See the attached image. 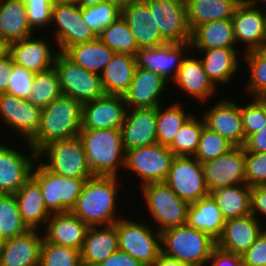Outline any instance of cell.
I'll return each mask as SVG.
<instances>
[{"instance_id":"obj_60","label":"cell","mask_w":266,"mask_h":266,"mask_svg":"<svg viewBox=\"0 0 266 266\" xmlns=\"http://www.w3.org/2000/svg\"><path fill=\"white\" fill-rule=\"evenodd\" d=\"M9 53V44L0 38V59Z\"/></svg>"},{"instance_id":"obj_4","label":"cell","mask_w":266,"mask_h":266,"mask_svg":"<svg viewBox=\"0 0 266 266\" xmlns=\"http://www.w3.org/2000/svg\"><path fill=\"white\" fill-rule=\"evenodd\" d=\"M161 253L186 266H207L216 241L203 231L181 225L160 232Z\"/></svg>"},{"instance_id":"obj_59","label":"cell","mask_w":266,"mask_h":266,"mask_svg":"<svg viewBox=\"0 0 266 266\" xmlns=\"http://www.w3.org/2000/svg\"><path fill=\"white\" fill-rule=\"evenodd\" d=\"M104 2H107V0H79L78 5L80 7H87V6L98 5Z\"/></svg>"},{"instance_id":"obj_45","label":"cell","mask_w":266,"mask_h":266,"mask_svg":"<svg viewBox=\"0 0 266 266\" xmlns=\"http://www.w3.org/2000/svg\"><path fill=\"white\" fill-rule=\"evenodd\" d=\"M39 266H82L80 250L59 246L43 239Z\"/></svg>"},{"instance_id":"obj_53","label":"cell","mask_w":266,"mask_h":266,"mask_svg":"<svg viewBox=\"0 0 266 266\" xmlns=\"http://www.w3.org/2000/svg\"><path fill=\"white\" fill-rule=\"evenodd\" d=\"M244 266L242 258L234 253L219 249L217 246L212 250L207 266Z\"/></svg>"},{"instance_id":"obj_36","label":"cell","mask_w":266,"mask_h":266,"mask_svg":"<svg viewBox=\"0 0 266 266\" xmlns=\"http://www.w3.org/2000/svg\"><path fill=\"white\" fill-rule=\"evenodd\" d=\"M242 0H186L187 20L191 31L198 25L230 19Z\"/></svg>"},{"instance_id":"obj_20","label":"cell","mask_w":266,"mask_h":266,"mask_svg":"<svg viewBox=\"0 0 266 266\" xmlns=\"http://www.w3.org/2000/svg\"><path fill=\"white\" fill-rule=\"evenodd\" d=\"M34 36L9 43V54L14 64L39 73L54 66L59 50L56 45L53 46L54 42Z\"/></svg>"},{"instance_id":"obj_63","label":"cell","mask_w":266,"mask_h":266,"mask_svg":"<svg viewBox=\"0 0 266 266\" xmlns=\"http://www.w3.org/2000/svg\"><path fill=\"white\" fill-rule=\"evenodd\" d=\"M253 6H257L258 7V5L259 4H261L260 2H262L265 6L264 7H266V0H248ZM259 3V4H258Z\"/></svg>"},{"instance_id":"obj_38","label":"cell","mask_w":266,"mask_h":266,"mask_svg":"<svg viewBox=\"0 0 266 266\" xmlns=\"http://www.w3.org/2000/svg\"><path fill=\"white\" fill-rule=\"evenodd\" d=\"M209 194L225 220L251 213V187L246 183L213 190Z\"/></svg>"},{"instance_id":"obj_21","label":"cell","mask_w":266,"mask_h":266,"mask_svg":"<svg viewBox=\"0 0 266 266\" xmlns=\"http://www.w3.org/2000/svg\"><path fill=\"white\" fill-rule=\"evenodd\" d=\"M122 95L105 94L82 104V129H120L126 112Z\"/></svg>"},{"instance_id":"obj_35","label":"cell","mask_w":266,"mask_h":266,"mask_svg":"<svg viewBox=\"0 0 266 266\" xmlns=\"http://www.w3.org/2000/svg\"><path fill=\"white\" fill-rule=\"evenodd\" d=\"M135 70V57L133 55L115 53L101 74L105 93L123 96L133 80Z\"/></svg>"},{"instance_id":"obj_33","label":"cell","mask_w":266,"mask_h":266,"mask_svg":"<svg viewBox=\"0 0 266 266\" xmlns=\"http://www.w3.org/2000/svg\"><path fill=\"white\" fill-rule=\"evenodd\" d=\"M32 35L24 0H0V38L9 44Z\"/></svg>"},{"instance_id":"obj_29","label":"cell","mask_w":266,"mask_h":266,"mask_svg":"<svg viewBox=\"0 0 266 266\" xmlns=\"http://www.w3.org/2000/svg\"><path fill=\"white\" fill-rule=\"evenodd\" d=\"M118 250V233L114 224L91 226L80 250L82 266H97Z\"/></svg>"},{"instance_id":"obj_31","label":"cell","mask_w":266,"mask_h":266,"mask_svg":"<svg viewBox=\"0 0 266 266\" xmlns=\"http://www.w3.org/2000/svg\"><path fill=\"white\" fill-rule=\"evenodd\" d=\"M203 69L208 78L218 88L220 83L227 84L233 80L237 74L239 67V53L236 48H213L205 50H197ZM203 54V55H202Z\"/></svg>"},{"instance_id":"obj_25","label":"cell","mask_w":266,"mask_h":266,"mask_svg":"<svg viewBox=\"0 0 266 266\" xmlns=\"http://www.w3.org/2000/svg\"><path fill=\"white\" fill-rule=\"evenodd\" d=\"M261 221L251 213L225 220L224 229L216 241V246L223 251L243 255L265 228L264 224H261L262 219Z\"/></svg>"},{"instance_id":"obj_34","label":"cell","mask_w":266,"mask_h":266,"mask_svg":"<svg viewBox=\"0 0 266 266\" xmlns=\"http://www.w3.org/2000/svg\"><path fill=\"white\" fill-rule=\"evenodd\" d=\"M187 225L203 231L217 241L222 234L225 219L217 203L209 194L193 204H190L187 215Z\"/></svg>"},{"instance_id":"obj_55","label":"cell","mask_w":266,"mask_h":266,"mask_svg":"<svg viewBox=\"0 0 266 266\" xmlns=\"http://www.w3.org/2000/svg\"><path fill=\"white\" fill-rule=\"evenodd\" d=\"M97 266H144L137 259L123 251H116Z\"/></svg>"},{"instance_id":"obj_52","label":"cell","mask_w":266,"mask_h":266,"mask_svg":"<svg viewBox=\"0 0 266 266\" xmlns=\"http://www.w3.org/2000/svg\"><path fill=\"white\" fill-rule=\"evenodd\" d=\"M241 258L244 266H266V228Z\"/></svg>"},{"instance_id":"obj_15","label":"cell","mask_w":266,"mask_h":266,"mask_svg":"<svg viewBox=\"0 0 266 266\" xmlns=\"http://www.w3.org/2000/svg\"><path fill=\"white\" fill-rule=\"evenodd\" d=\"M202 165L209 192L246 183L244 146H234L225 154Z\"/></svg>"},{"instance_id":"obj_8","label":"cell","mask_w":266,"mask_h":266,"mask_svg":"<svg viewBox=\"0 0 266 266\" xmlns=\"http://www.w3.org/2000/svg\"><path fill=\"white\" fill-rule=\"evenodd\" d=\"M31 176L39 183L45 206L51 214L71 211L87 180L55 174L38 159Z\"/></svg>"},{"instance_id":"obj_6","label":"cell","mask_w":266,"mask_h":266,"mask_svg":"<svg viewBox=\"0 0 266 266\" xmlns=\"http://www.w3.org/2000/svg\"><path fill=\"white\" fill-rule=\"evenodd\" d=\"M114 225L117 228L119 250L137 259L144 266H155L161 254L160 232L152 228V225L149 226V223H141L124 216Z\"/></svg>"},{"instance_id":"obj_12","label":"cell","mask_w":266,"mask_h":266,"mask_svg":"<svg viewBox=\"0 0 266 266\" xmlns=\"http://www.w3.org/2000/svg\"><path fill=\"white\" fill-rule=\"evenodd\" d=\"M53 38L59 52L64 53L69 47L90 42L98 36L90 29L82 17L79 5L53 4L52 7Z\"/></svg>"},{"instance_id":"obj_17","label":"cell","mask_w":266,"mask_h":266,"mask_svg":"<svg viewBox=\"0 0 266 266\" xmlns=\"http://www.w3.org/2000/svg\"><path fill=\"white\" fill-rule=\"evenodd\" d=\"M42 109L33 105L28 99L7 93H0V118L24 141H29L37 132Z\"/></svg>"},{"instance_id":"obj_37","label":"cell","mask_w":266,"mask_h":266,"mask_svg":"<svg viewBox=\"0 0 266 266\" xmlns=\"http://www.w3.org/2000/svg\"><path fill=\"white\" fill-rule=\"evenodd\" d=\"M116 52L105 45L98 37L90 42L69 47L64 54L84 69L101 75Z\"/></svg>"},{"instance_id":"obj_56","label":"cell","mask_w":266,"mask_h":266,"mask_svg":"<svg viewBox=\"0 0 266 266\" xmlns=\"http://www.w3.org/2000/svg\"><path fill=\"white\" fill-rule=\"evenodd\" d=\"M244 148L250 152H266V124L260 131L246 139Z\"/></svg>"},{"instance_id":"obj_26","label":"cell","mask_w":266,"mask_h":266,"mask_svg":"<svg viewBox=\"0 0 266 266\" xmlns=\"http://www.w3.org/2000/svg\"><path fill=\"white\" fill-rule=\"evenodd\" d=\"M187 55L182 60L177 75L171 83L179 87L189 99L190 97L198 99L205 106V102L207 103L210 98L215 99L214 95L219 88L208 78L200 58L190 56L189 53Z\"/></svg>"},{"instance_id":"obj_11","label":"cell","mask_w":266,"mask_h":266,"mask_svg":"<svg viewBox=\"0 0 266 266\" xmlns=\"http://www.w3.org/2000/svg\"><path fill=\"white\" fill-rule=\"evenodd\" d=\"M165 183L189 204L209 195L203 165L194 156H174Z\"/></svg>"},{"instance_id":"obj_30","label":"cell","mask_w":266,"mask_h":266,"mask_svg":"<svg viewBox=\"0 0 266 266\" xmlns=\"http://www.w3.org/2000/svg\"><path fill=\"white\" fill-rule=\"evenodd\" d=\"M20 216L29 229L41 230L51 213L45 206L39 183L30 176L14 194Z\"/></svg>"},{"instance_id":"obj_54","label":"cell","mask_w":266,"mask_h":266,"mask_svg":"<svg viewBox=\"0 0 266 266\" xmlns=\"http://www.w3.org/2000/svg\"><path fill=\"white\" fill-rule=\"evenodd\" d=\"M251 214L258 220L266 218V185L251 187ZM261 215L260 217H258ZM265 216V217H264Z\"/></svg>"},{"instance_id":"obj_1","label":"cell","mask_w":266,"mask_h":266,"mask_svg":"<svg viewBox=\"0 0 266 266\" xmlns=\"http://www.w3.org/2000/svg\"><path fill=\"white\" fill-rule=\"evenodd\" d=\"M120 179L115 176H93L87 179L70 212L89 227L114 224L122 218L117 210L119 185L122 184Z\"/></svg>"},{"instance_id":"obj_49","label":"cell","mask_w":266,"mask_h":266,"mask_svg":"<svg viewBox=\"0 0 266 266\" xmlns=\"http://www.w3.org/2000/svg\"><path fill=\"white\" fill-rule=\"evenodd\" d=\"M24 2L31 30L35 33L41 31L43 27L48 29L52 22V0H24Z\"/></svg>"},{"instance_id":"obj_10","label":"cell","mask_w":266,"mask_h":266,"mask_svg":"<svg viewBox=\"0 0 266 266\" xmlns=\"http://www.w3.org/2000/svg\"><path fill=\"white\" fill-rule=\"evenodd\" d=\"M174 154L168 146L155 143L145 147L127 150L125 153V171L140 179L139 187L152 182H165Z\"/></svg>"},{"instance_id":"obj_40","label":"cell","mask_w":266,"mask_h":266,"mask_svg":"<svg viewBox=\"0 0 266 266\" xmlns=\"http://www.w3.org/2000/svg\"><path fill=\"white\" fill-rule=\"evenodd\" d=\"M192 114L181 126L175 135L173 142L168 146L174 156H194L200 135L205 126L203 117Z\"/></svg>"},{"instance_id":"obj_57","label":"cell","mask_w":266,"mask_h":266,"mask_svg":"<svg viewBox=\"0 0 266 266\" xmlns=\"http://www.w3.org/2000/svg\"><path fill=\"white\" fill-rule=\"evenodd\" d=\"M13 64L12 57L9 53L0 59V93L7 91Z\"/></svg>"},{"instance_id":"obj_18","label":"cell","mask_w":266,"mask_h":266,"mask_svg":"<svg viewBox=\"0 0 266 266\" xmlns=\"http://www.w3.org/2000/svg\"><path fill=\"white\" fill-rule=\"evenodd\" d=\"M190 53V42L165 43L154 48H140L134 55L136 68H145L172 82L181 66L182 60Z\"/></svg>"},{"instance_id":"obj_19","label":"cell","mask_w":266,"mask_h":266,"mask_svg":"<svg viewBox=\"0 0 266 266\" xmlns=\"http://www.w3.org/2000/svg\"><path fill=\"white\" fill-rule=\"evenodd\" d=\"M202 117L207 128L219 133L233 146H244L245 133L240 104L225 96L204 110Z\"/></svg>"},{"instance_id":"obj_61","label":"cell","mask_w":266,"mask_h":266,"mask_svg":"<svg viewBox=\"0 0 266 266\" xmlns=\"http://www.w3.org/2000/svg\"><path fill=\"white\" fill-rule=\"evenodd\" d=\"M53 4L78 5L79 0H52Z\"/></svg>"},{"instance_id":"obj_5","label":"cell","mask_w":266,"mask_h":266,"mask_svg":"<svg viewBox=\"0 0 266 266\" xmlns=\"http://www.w3.org/2000/svg\"><path fill=\"white\" fill-rule=\"evenodd\" d=\"M138 190L159 232L186 224L190 204L180 199L165 182L147 183Z\"/></svg>"},{"instance_id":"obj_41","label":"cell","mask_w":266,"mask_h":266,"mask_svg":"<svg viewBox=\"0 0 266 266\" xmlns=\"http://www.w3.org/2000/svg\"><path fill=\"white\" fill-rule=\"evenodd\" d=\"M98 38L116 53L135 55L139 47L126 20L119 16L113 23L105 27Z\"/></svg>"},{"instance_id":"obj_43","label":"cell","mask_w":266,"mask_h":266,"mask_svg":"<svg viewBox=\"0 0 266 266\" xmlns=\"http://www.w3.org/2000/svg\"><path fill=\"white\" fill-rule=\"evenodd\" d=\"M30 230L23 222L14 194H0V238L22 235Z\"/></svg>"},{"instance_id":"obj_7","label":"cell","mask_w":266,"mask_h":266,"mask_svg":"<svg viewBox=\"0 0 266 266\" xmlns=\"http://www.w3.org/2000/svg\"><path fill=\"white\" fill-rule=\"evenodd\" d=\"M37 157L48 170L55 174L77 179H90L94 176L78 136L47 144L37 153Z\"/></svg>"},{"instance_id":"obj_2","label":"cell","mask_w":266,"mask_h":266,"mask_svg":"<svg viewBox=\"0 0 266 266\" xmlns=\"http://www.w3.org/2000/svg\"><path fill=\"white\" fill-rule=\"evenodd\" d=\"M82 129V104L61 95L42 109L40 125L28 145L38 153L47 144L77 137Z\"/></svg>"},{"instance_id":"obj_9","label":"cell","mask_w":266,"mask_h":266,"mask_svg":"<svg viewBox=\"0 0 266 266\" xmlns=\"http://www.w3.org/2000/svg\"><path fill=\"white\" fill-rule=\"evenodd\" d=\"M63 95L81 104L105 95L101 75L84 69L59 52L54 63Z\"/></svg>"},{"instance_id":"obj_14","label":"cell","mask_w":266,"mask_h":266,"mask_svg":"<svg viewBox=\"0 0 266 266\" xmlns=\"http://www.w3.org/2000/svg\"><path fill=\"white\" fill-rule=\"evenodd\" d=\"M154 13L156 26L167 43L190 42L191 29L185 3L179 0H144Z\"/></svg>"},{"instance_id":"obj_13","label":"cell","mask_w":266,"mask_h":266,"mask_svg":"<svg viewBox=\"0 0 266 266\" xmlns=\"http://www.w3.org/2000/svg\"><path fill=\"white\" fill-rule=\"evenodd\" d=\"M260 6L242 0L231 18L236 47L245 44L243 53L266 47V19L264 8Z\"/></svg>"},{"instance_id":"obj_28","label":"cell","mask_w":266,"mask_h":266,"mask_svg":"<svg viewBox=\"0 0 266 266\" xmlns=\"http://www.w3.org/2000/svg\"><path fill=\"white\" fill-rule=\"evenodd\" d=\"M41 229L43 239L59 245L81 250L89 226L70 211L52 213Z\"/></svg>"},{"instance_id":"obj_27","label":"cell","mask_w":266,"mask_h":266,"mask_svg":"<svg viewBox=\"0 0 266 266\" xmlns=\"http://www.w3.org/2000/svg\"><path fill=\"white\" fill-rule=\"evenodd\" d=\"M43 234L37 229L5 239L0 246V266H39Z\"/></svg>"},{"instance_id":"obj_64","label":"cell","mask_w":266,"mask_h":266,"mask_svg":"<svg viewBox=\"0 0 266 266\" xmlns=\"http://www.w3.org/2000/svg\"><path fill=\"white\" fill-rule=\"evenodd\" d=\"M264 8H265V9H264V10H265V11H264V14H265V19H266V7H264Z\"/></svg>"},{"instance_id":"obj_42","label":"cell","mask_w":266,"mask_h":266,"mask_svg":"<svg viewBox=\"0 0 266 266\" xmlns=\"http://www.w3.org/2000/svg\"><path fill=\"white\" fill-rule=\"evenodd\" d=\"M61 95L60 81L54 66L46 71L35 73L28 98L33 105L43 109Z\"/></svg>"},{"instance_id":"obj_62","label":"cell","mask_w":266,"mask_h":266,"mask_svg":"<svg viewBox=\"0 0 266 266\" xmlns=\"http://www.w3.org/2000/svg\"><path fill=\"white\" fill-rule=\"evenodd\" d=\"M107 1L115 3L117 6L122 8L125 5H127L130 1H132V0H107Z\"/></svg>"},{"instance_id":"obj_50","label":"cell","mask_w":266,"mask_h":266,"mask_svg":"<svg viewBox=\"0 0 266 266\" xmlns=\"http://www.w3.org/2000/svg\"><path fill=\"white\" fill-rule=\"evenodd\" d=\"M245 177L250 187L266 185V152L245 151Z\"/></svg>"},{"instance_id":"obj_51","label":"cell","mask_w":266,"mask_h":266,"mask_svg":"<svg viewBox=\"0 0 266 266\" xmlns=\"http://www.w3.org/2000/svg\"><path fill=\"white\" fill-rule=\"evenodd\" d=\"M34 75L35 73L32 71L13 64L10 82L5 93L19 98L28 99L33 87Z\"/></svg>"},{"instance_id":"obj_16","label":"cell","mask_w":266,"mask_h":266,"mask_svg":"<svg viewBox=\"0 0 266 266\" xmlns=\"http://www.w3.org/2000/svg\"><path fill=\"white\" fill-rule=\"evenodd\" d=\"M30 154L0 142V194H15L31 176L37 153L24 141Z\"/></svg>"},{"instance_id":"obj_3","label":"cell","mask_w":266,"mask_h":266,"mask_svg":"<svg viewBox=\"0 0 266 266\" xmlns=\"http://www.w3.org/2000/svg\"><path fill=\"white\" fill-rule=\"evenodd\" d=\"M80 138L94 176L119 177L125 167V149L120 129H81Z\"/></svg>"},{"instance_id":"obj_24","label":"cell","mask_w":266,"mask_h":266,"mask_svg":"<svg viewBox=\"0 0 266 266\" xmlns=\"http://www.w3.org/2000/svg\"><path fill=\"white\" fill-rule=\"evenodd\" d=\"M121 16L126 20L140 48H154L167 43L156 26L154 13H151L144 0H132L121 8Z\"/></svg>"},{"instance_id":"obj_39","label":"cell","mask_w":266,"mask_h":266,"mask_svg":"<svg viewBox=\"0 0 266 266\" xmlns=\"http://www.w3.org/2000/svg\"><path fill=\"white\" fill-rule=\"evenodd\" d=\"M182 105L177 100L166 106L167 108H163V104L157 107L156 132L159 144L169 146L183 123L194 113L187 112Z\"/></svg>"},{"instance_id":"obj_48","label":"cell","mask_w":266,"mask_h":266,"mask_svg":"<svg viewBox=\"0 0 266 266\" xmlns=\"http://www.w3.org/2000/svg\"><path fill=\"white\" fill-rule=\"evenodd\" d=\"M251 103L241 105L243 130L246 139L260 131L266 124V98L253 97Z\"/></svg>"},{"instance_id":"obj_22","label":"cell","mask_w":266,"mask_h":266,"mask_svg":"<svg viewBox=\"0 0 266 266\" xmlns=\"http://www.w3.org/2000/svg\"><path fill=\"white\" fill-rule=\"evenodd\" d=\"M168 85L170 82L160 74L145 68H136L133 80L123 94L126 108H154L164 104L160 98L170 87Z\"/></svg>"},{"instance_id":"obj_23","label":"cell","mask_w":266,"mask_h":266,"mask_svg":"<svg viewBox=\"0 0 266 266\" xmlns=\"http://www.w3.org/2000/svg\"><path fill=\"white\" fill-rule=\"evenodd\" d=\"M157 107L127 108L120 128L125 151L158 143Z\"/></svg>"},{"instance_id":"obj_32","label":"cell","mask_w":266,"mask_h":266,"mask_svg":"<svg viewBox=\"0 0 266 266\" xmlns=\"http://www.w3.org/2000/svg\"><path fill=\"white\" fill-rule=\"evenodd\" d=\"M235 45L236 40L231 18L205 22L191 31V52L194 49L236 48Z\"/></svg>"},{"instance_id":"obj_47","label":"cell","mask_w":266,"mask_h":266,"mask_svg":"<svg viewBox=\"0 0 266 266\" xmlns=\"http://www.w3.org/2000/svg\"><path fill=\"white\" fill-rule=\"evenodd\" d=\"M232 147L234 146L219 133L204 126L194 157L201 163H204L218 158L220 155L228 152Z\"/></svg>"},{"instance_id":"obj_44","label":"cell","mask_w":266,"mask_h":266,"mask_svg":"<svg viewBox=\"0 0 266 266\" xmlns=\"http://www.w3.org/2000/svg\"><path fill=\"white\" fill-rule=\"evenodd\" d=\"M242 60L247 62L249 79L246 81V92L249 96L266 98V47L258 50H253L247 53H242Z\"/></svg>"},{"instance_id":"obj_46","label":"cell","mask_w":266,"mask_h":266,"mask_svg":"<svg viewBox=\"0 0 266 266\" xmlns=\"http://www.w3.org/2000/svg\"><path fill=\"white\" fill-rule=\"evenodd\" d=\"M119 16H121V8L109 1L82 7L83 20L97 36Z\"/></svg>"},{"instance_id":"obj_58","label":"cell","mask_w":266,"mask_h":266,"mask_svg":"<svg viewBox=\"0 0 266 266\" xmlns=\"http://www.w3.org/2000/svg\"><path fill=\"white\" fill-rule=\"evenodd\" d=\"M155 266H186V265L181 263L177 259L170 258L161 253Z\"/></svg>"}]
</instances>
